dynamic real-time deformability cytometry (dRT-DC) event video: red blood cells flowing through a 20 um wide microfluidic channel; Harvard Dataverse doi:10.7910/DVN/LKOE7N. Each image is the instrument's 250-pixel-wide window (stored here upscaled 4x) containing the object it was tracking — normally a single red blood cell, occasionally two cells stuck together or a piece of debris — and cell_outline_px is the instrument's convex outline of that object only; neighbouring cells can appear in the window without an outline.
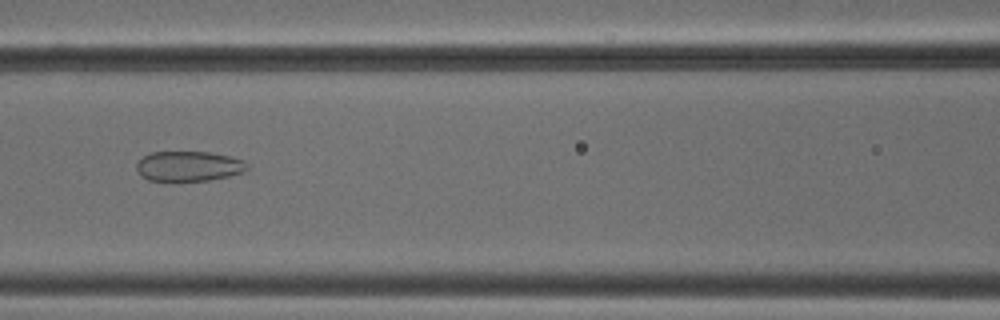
{"species": "common noctule bat (a hibernating species)", "species_latin": "Nyctalus noctula", "temperature_condition": "cold", "stored_images_in_passage": 52, "camera_frame_rate_fps": 3000, "um_per_image_px": 0.085, "animal": {"sex": "male", "body_mass_g": 18.8}, "frame": {"image": 1, "passage_image": 23, "time_ms": 7.333, "image_size_px": [1000, 320], "cell_outline_px": [[248, 168], [244, 172], [228, 176], [208, 180], [172, 184], [148, 180], [140, 176], [136, 172], [136, 164], [144, 156], [152, 152], [208, 152], [228, 156], [244, 160], [248, 164]], "centroid_in_image_um": [15.98, 14.18], "position_along_channel_um": 150.6, "area_um2": 20.11}}
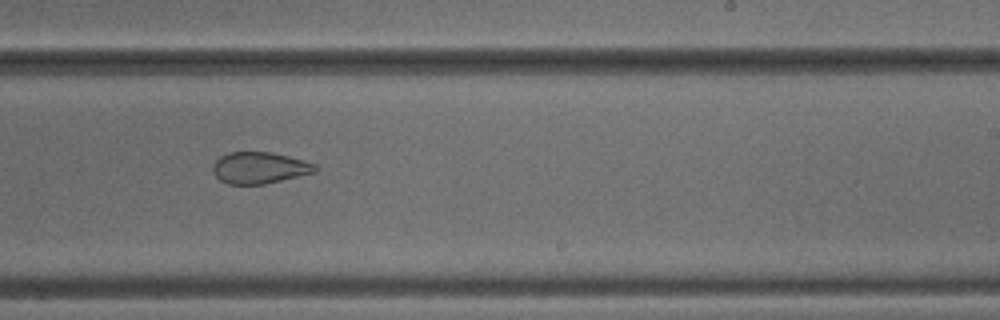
{"frame": {"image": 2, "passage_image": 32, "time_ms": 10.333, "image_size_px": [1000, 320], "cell_outline_px": [[320, 168], [316, 172], [264, 184], [228, 184], [220, 180], [212, 172], [212, 164], [220, 156], [228, 152], [272, 152], [304, 160], [316, 164]], "centroid_in_image_um": [22.06, 14.26], "position_along_channel_um": 266.9, "area_um2": 18.96}}
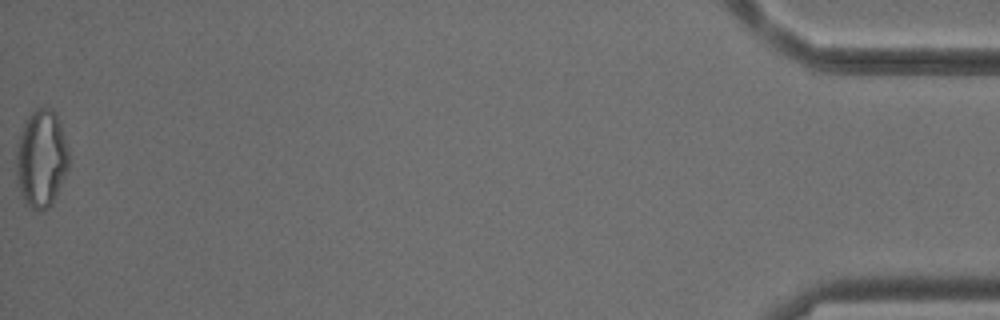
{"frame": {"image": 3, "passage_image": 52, "time_ms": 17.0, "image_size_px": [1000, 320], "cell_outline_px": [[68, 168], [52, 204], [48, 208], [36, 212], [24, 204], [20, 196], [16, 180], [16, 144], [24, 124], [28, 116], [36, 108], [52, 108], [56, 112], [68, 148]], "centroid_in_image_um": [3.48, 13.52], "position_along_channel_um": 431.7, "area_um2": 30.29}, "authors_computed_cell_mechanics": {"area_um2": 25.9233, "velocity_mm_per_s": 3.88, "shape_relaxation_time_tau1_ms": null, "shape_relaxation_time_tau2_ms": 2.0859, "deformation_change_tau1": null, "deformation_change_tau2": 0.0977}}